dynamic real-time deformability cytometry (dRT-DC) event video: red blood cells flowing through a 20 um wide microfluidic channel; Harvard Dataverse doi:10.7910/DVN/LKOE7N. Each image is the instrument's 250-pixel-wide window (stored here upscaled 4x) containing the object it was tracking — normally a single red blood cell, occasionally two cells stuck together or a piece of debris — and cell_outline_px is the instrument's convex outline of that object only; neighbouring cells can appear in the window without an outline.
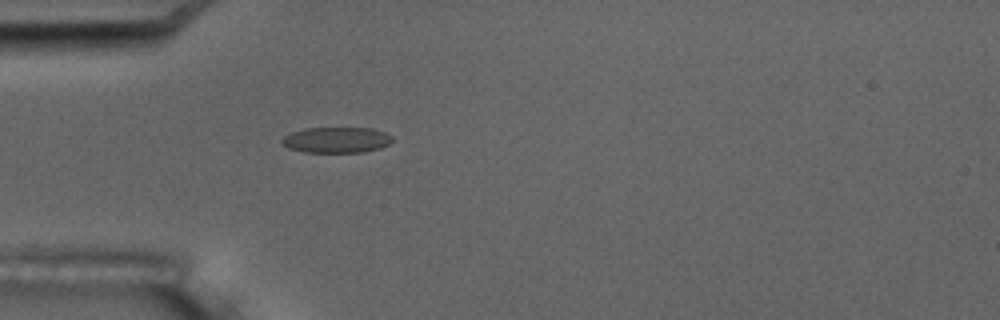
{"species": "common noctule bat (a hibernating species)", "species_latin": "Nyctalus noctula", "temperature_condition": "room temperature", "stored_images_in_passage": 6, "camera_frame_rate_fps": 3000, "um_per_image_px": 0.085, "animal": {"sex": "male", "body_mass_g": 17.5, "forearm_length_mm": 52.3}, "frame": {"image": 1, "passage_image": 6, "time_ms": 5.667, "image_size_px": [1000, 320], "cell_outline_px": [[392, 140], [388, 144], [380, 148], [364, 152], [304, 152], [288, 148], [280, 140], [284, 136], [292, 132], [304, 128], [372, 128], [384, 132], [392, 136]], "centroid_in_image_um": [28.59, 11.89], "position_along_channel_um": 56.4, "area_um2": 16.53}}